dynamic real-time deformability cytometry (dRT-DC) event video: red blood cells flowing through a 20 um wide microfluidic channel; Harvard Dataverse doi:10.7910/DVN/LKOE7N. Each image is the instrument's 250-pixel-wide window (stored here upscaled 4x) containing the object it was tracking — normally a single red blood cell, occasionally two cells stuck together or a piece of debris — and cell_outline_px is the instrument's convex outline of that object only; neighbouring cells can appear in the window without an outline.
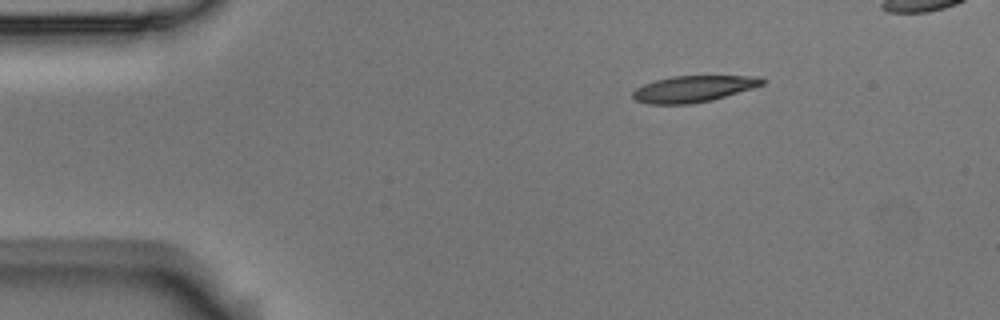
{"species": "Egyptian fruit bat (a non-hibernating species)", "species_latin": "Rousettus aegyptiacus", "temperature_condition": "room temperature", "stored_images_in_passage": 4, "camera_frame_rate_fps": 3000, "um_per_image_px": 0.085, "animal": {"sex": "male"}, "frame": {"image": 1, "passage_image": 1, "time_ms": 0.0, "image_size_px": [1000, 320], "cell_outline_px": [[764, 84], [752, 88], [712, 100], [692, 104], [648, 104], [636, 100], [632, 96], [632, 92], [636, 88], [644, 84], [656, 80], [672, 76], [760, 76], [764, 80]], "centroid_in_image_um": [58.92, 7.55], "position_along_channel_um": 26.1, "area_um2": 19.83}}